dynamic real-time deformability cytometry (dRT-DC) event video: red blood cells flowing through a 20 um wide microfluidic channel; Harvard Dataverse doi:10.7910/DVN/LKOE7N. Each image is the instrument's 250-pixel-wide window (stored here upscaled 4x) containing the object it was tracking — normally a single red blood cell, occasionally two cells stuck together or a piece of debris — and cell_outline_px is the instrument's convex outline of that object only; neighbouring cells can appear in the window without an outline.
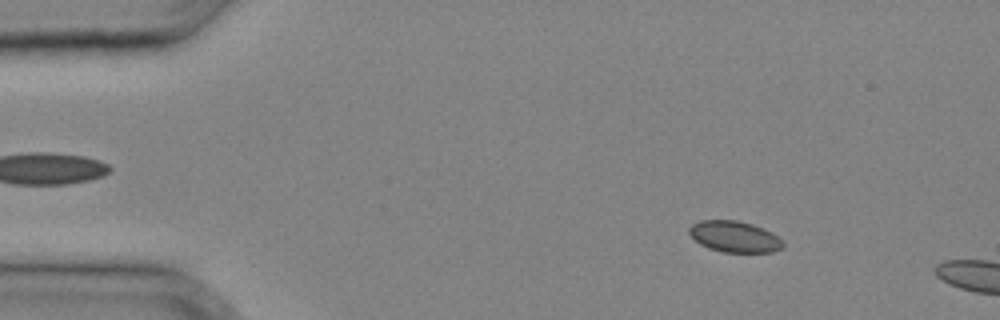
{"species": "common noctule bat (a hibernating species)", "species_latin": "Nyctalus noctula", "temperature_condition": "cold", "stored_images_in_passage": 6, "camera_frame_rate_fps": 3000, "um_per_image_px": 0.085, "animal": {"sex": "male", "body_mass_g": 20.4}, "frame": {"image": 1, "passage_image": 4, "time_ms": 1.0, "image_size_px": [1000, 320], "cell_outline_px": [[784, 248], [772, 252], [724, 252], [708, 248], [700, 244], [688, 232], [688, 228], [692, 224], [700, 220], [736, 220], [752, 224], [772, 232], [784, 244]], "centroid_in_image_um": [62.42, 20.11], "position_along_channel_um": 22.6, "area_um2": 16.99}}